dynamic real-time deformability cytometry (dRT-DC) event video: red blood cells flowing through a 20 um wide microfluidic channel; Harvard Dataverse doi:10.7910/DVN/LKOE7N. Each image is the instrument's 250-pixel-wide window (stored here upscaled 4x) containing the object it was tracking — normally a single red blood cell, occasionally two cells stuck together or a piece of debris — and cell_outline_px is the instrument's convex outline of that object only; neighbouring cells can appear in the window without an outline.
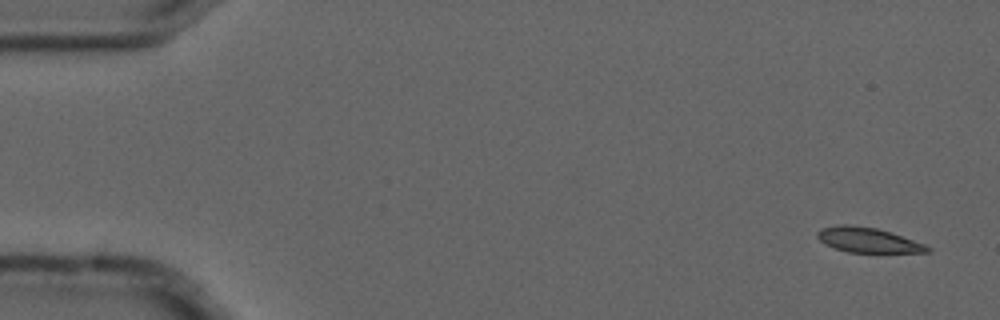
{"species": "common noctule bat (a hibernating species)", "species_latin": "Nyctalus noctula", "temperature_condition": "cold", "stored_images_in_passage": 4, "camera_frame_rate_fps": 3000, "um_per_image_px": 0.085, "animal": {"sex": "male", "forearm_length_mm": 52.5}, "frame": {"image": 1, "passage_image": 1, "time_ms": 0.0, "image_size_px": [1000, 320], "cell_outline_px": [[932, 252], [848, 252], [824, 244], [816, 236], [816, 232], [820, 228], [836, 224], [844, 224], [876, 228], [924, 244], [932, 248]], "centroid_in_image_um": [73.71, 20.4], "position_along_channel_um": 11.3, "area_um2": 15.78}}
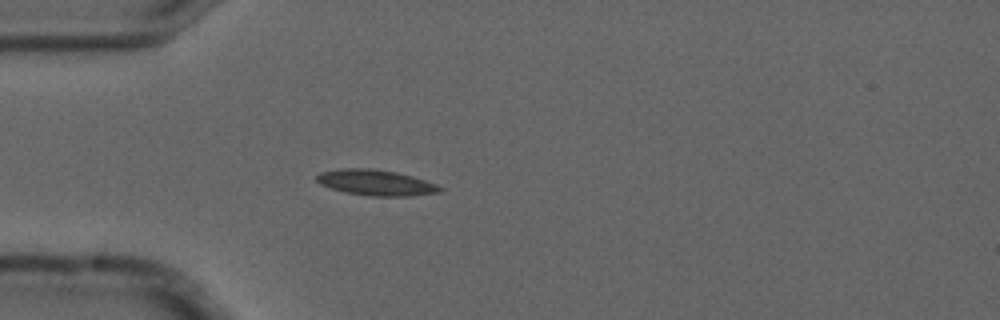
{"frame": {"image": 2, "passage_image": 4, "time_ms": 1.0, "image_size_px": [1000, 320], "cell_outline_px": [[444, 188], [440, 192], [408, 196], [368, 196], [344, 192], [320, 184], [316, 180], [316, 176], [320, 172], [340, 168], [368, 168], [396, 172], [412, 176], [436, 184]], "centroid_in_image_um": [31.93, 15.52], "position_along_channel_um": 53.1, "area_um2": 18.44}}